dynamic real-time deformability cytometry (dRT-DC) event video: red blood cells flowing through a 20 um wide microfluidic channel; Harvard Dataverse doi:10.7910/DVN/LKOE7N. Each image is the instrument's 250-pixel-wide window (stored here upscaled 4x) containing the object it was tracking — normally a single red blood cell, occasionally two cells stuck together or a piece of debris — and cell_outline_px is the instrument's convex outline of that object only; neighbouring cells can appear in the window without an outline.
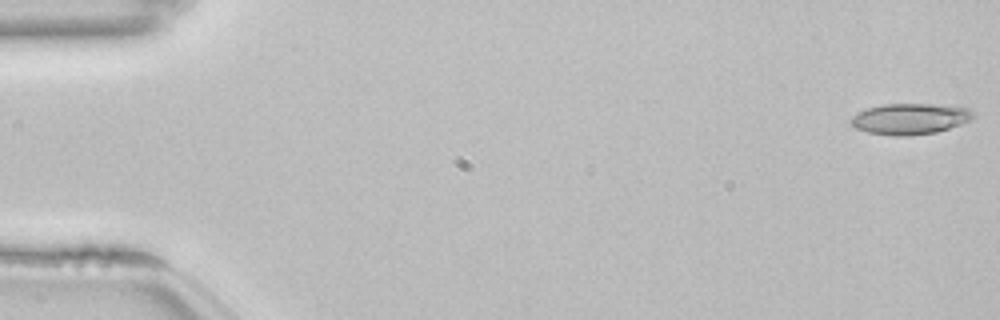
{"species": "common noctule bat (a hibernating species)", "species_latin": "Nyctalus noctula", "temperature_condition": "room temperature", "stored_images_in_passage": 54, "camera_frame_rate_fps": 3000, "um_per_image_px": 0.085, "animal": {"sex": "female", "body_mass_g": 22.7, "forearm_length_mm": 54.2}, "frame": {"image": 1, "passage_image": 1, "time_ms": 0.0, "image_size_px": [1000, 320], "cell_outline_px": [[976, 116], [960, 124], [936, 132], [908, 136], [896, 136], [868, 132], [856, 128], [848, 120], [852, 116], [868, 108], [884, 104], [932, 104], [968, 108]], "centroid_in_image_um": [77.33, 10.1], "position_along_channel_um": 7.7, "area_um2": 21.79}}
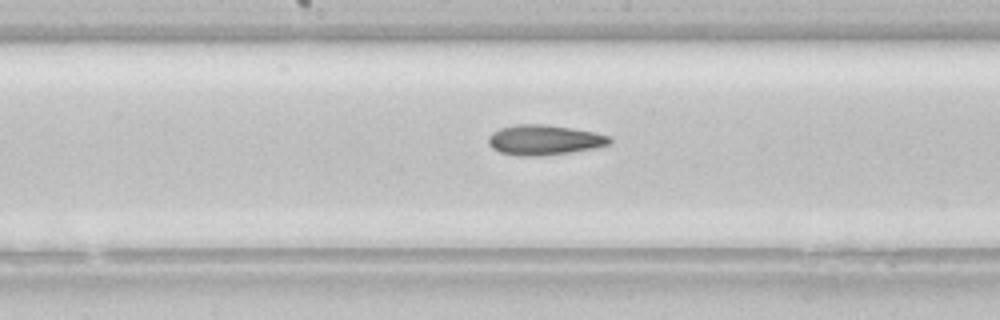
{"frame": {"image": 2, "passage_image": 28, "time_ms": 9.0, "image_size_px": [1000, 320], "cell_outline_px": [[612, 144], [592, 148], [568, 152], [540, 156], [516, 156], [500, 152], [492, 148], [488, 144], [488, 136], [492, 132], [500, 128], [516, 124], [544, 124], [596, 132], [608, 136], [612, 140]], "centroid_in_image_um": [46.22, 11.89], "position_along_channel_um": 202.0, "area_um2": 21.27}}
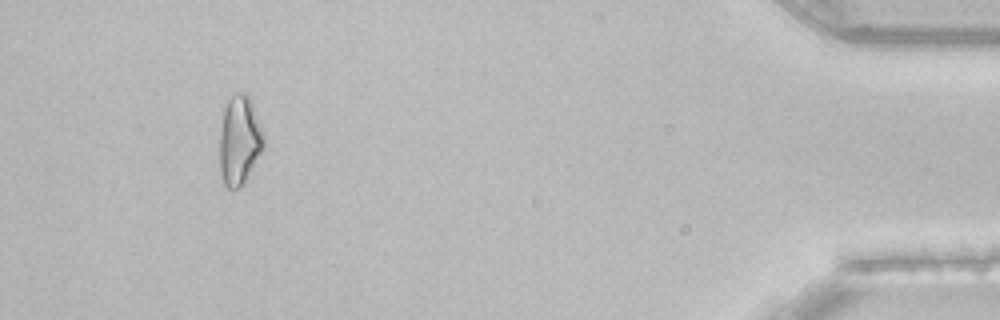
{"frame": {"image": 3, "passage_image": 50, "time_ms": 16.333, "image_size_px": [1000, 320], "cell_outline_px": [[264, 148], [240, 188], [228, 188], [224, 184], [220, 172], [220, 128], [224, 108], [228, 100], [232, 96], [240, 92], [244, 92], [252, 100], [264, 132]], "centroid_in_image_um": [20.36, 11.9], "position_along_channel_um": 414.8, "area_um2": 23.0}, "authors_computed_cell_mechanics": {"area_um2": 21.2704, "velocity_mm_per_s": 3.8521, "shape_relaxation_time_tau1_ms": null, "shape_relaxation_time_tau2_ms": 7.3282, "deformation_change_tau1": null, "deformation_change_tau2": 0.1779}}